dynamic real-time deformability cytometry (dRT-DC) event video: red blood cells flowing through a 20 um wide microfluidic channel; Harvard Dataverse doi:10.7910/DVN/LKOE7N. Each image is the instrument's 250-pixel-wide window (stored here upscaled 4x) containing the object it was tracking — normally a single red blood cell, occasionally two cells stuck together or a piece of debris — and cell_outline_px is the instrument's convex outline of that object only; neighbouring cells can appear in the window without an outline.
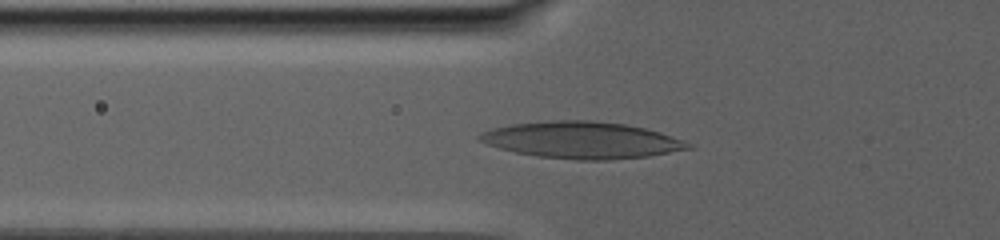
{"species": "human", "species_latin": "Homo sapiens", "temperature_condition": "warm", "stored_images_in_passage": 51, "camera_frame_rate_fps": 3000, "um_per_image_px": 0.085, "donor": {"sex": "male"}, "frame": {"image": 1, "passage_image": 18, "time_ms": 11.0, "image_size_px": [1000, 240], "cell_outline_px": [[696, 148], [648, 156], [608, 160], [576, 160], [536, 156], [516, 152], [500, 148], [476, 140], [476, 136], [480, 132], [492, 128], [512, 124], [552, 120], [592, 120], [624, 124], [644, 128], [660, 132], [692, 144]], "centroid_in_image_um": [49.44, 11.91], "position_along_channel_um": 76.4, "area_um2": 44.74}}
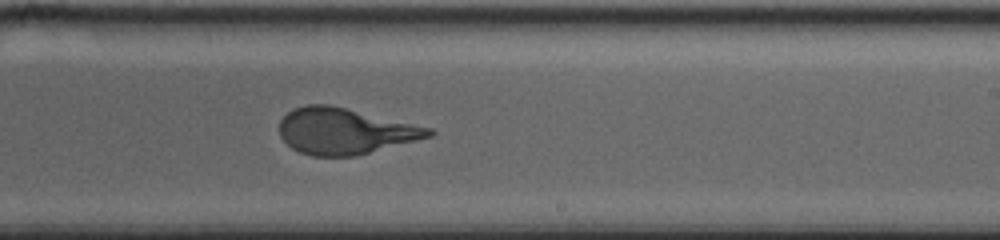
{"frame": {"image": 2, "passage_image": 35, "time_ms": 18.333, "image_size_px": [1000, 240], "cell_outline_px": [[436, 132], [432, 136], [356, 156], [312, 156], [300, 152], [292, 148], [280, 136], [280, 120], [292, 108], [308, 104], [328, 104], [432, 128]], "centroid_in_image_um": [29.3, 11.15], "position_along_channel_um": 259.7, "area_um2": 39.88}}
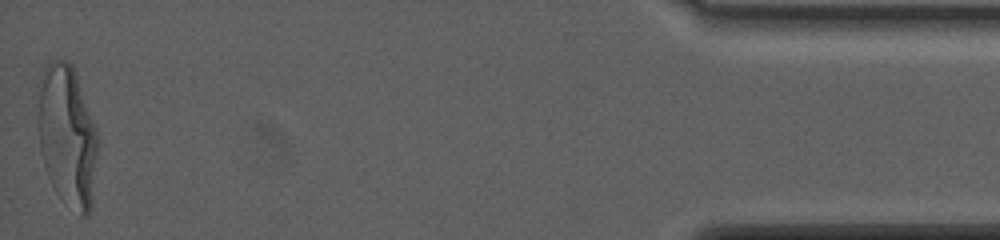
{"frame": {"image": 3, "passage_image": 51, "time_ms": 28.0, "image_size_px": [1000, 240], "cell_outline_px": [[96, 156], [92, 208], [84, 216], [80, 216], [56, 192], [44, 168], [40, 152], [36, 128], [36, 112], [40, 80], [44, 68], [52, 60], [68, 60], [72, 64], [96, 128]], "centroid_in_image_um": [5.67, 11.53], "position_along_channel_um": 429.5, "area_um2": 49.42}, "authors_computed_cell_mechanics": {"area_um2": 41.9628, "velocity_mm_per_s": 2.5188, "shape_relaxation_time_tau1_ms": 7.2474, "shape_relaxation_time_tau2_ms": 1.1643, "deformation_change_tau1": 0.2568, "deformation_change_tau2": 0.098}}